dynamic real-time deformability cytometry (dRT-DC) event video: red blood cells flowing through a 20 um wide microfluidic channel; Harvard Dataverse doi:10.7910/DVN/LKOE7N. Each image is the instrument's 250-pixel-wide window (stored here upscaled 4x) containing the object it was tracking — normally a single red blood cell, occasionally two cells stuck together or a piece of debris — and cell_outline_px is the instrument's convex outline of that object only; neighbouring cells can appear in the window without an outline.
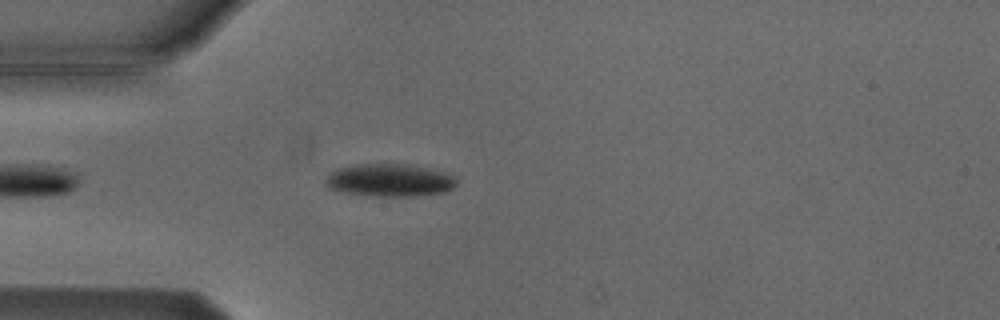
{"species": "Egyptian fruit bat (a non-hibernating species)", "species_latin": "Rousettus aegyptiacus", "temperature_condition": "cold", "stored_images_in_passage": 4, "camera_frame_rate_fps": 3000, "um_per_image_px": 0.085, "animal": {"sex": "male"}, "frame": {"image": 1, "passage_image": 4, "time_ms": 3.333, "image_size_px": [1000, 320], "cell_outline_px": [[456, 184], [452, 188], [444, 192], [416, 196], [376, 196], [344, 192], [328, 188], [324, 184], [324, 180], [328, 172], [336, 168], [356, 164], [416, 164], [452, 172], [456, 176]], "centroid_in_image_um": [33.16, 15.29], "position_along_channel_um": 51.8, "area_um2": 25.72}}